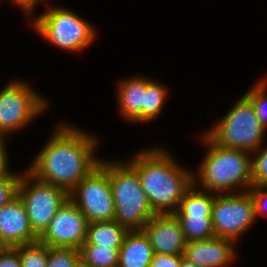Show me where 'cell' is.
<instances>
[{"instance_id": "7a4b0ae2", "label": "cell", "mask_w": 267, "mask_h": 267, "mask_svg": "<svg viewBox=\"0 0 267 267\" xmlns=\"http://www.w3.org/2000/svg\"><path fill=\"white\" fill-rule=\"evenodd\" d=\"M127 162L139 176L149 204L157 214H174L185 192L193 185V174L174 161L164 149L139 152Z\"/></svg>"}, {"instance_id": "5bb4252c", "label": "cell", "mask_w": 267, "mask_h": 267, "mask_svg": "<svg viewBox=\"0 0 267 267\" xmlns=\"http://www.w3.org/2000/svg\"><path fill=\"white\" fill-rule=\"evenodd\" d=\"M233 242L219 237L186 242L183 256L203 267H227L235 257Z\"/></svg>"}, {"instance_id": "30bf717a", "label": "cell", "mask_w": 267, "mask_h": 267, "mask_svg": "<svg viewBox=\"0 0 267 267\" xmlns=\"http://www.w3.org/2000/svg\"><path fill=\"white\" fill-rule=\"evenodd\" d=\"M25 82L9 83L0 91V135L24 127L47 108V102Z\"/></svg>"}, {"instance_id": "f546056e", "label": "cell", "mask_w": 267, "mask_h": 267, "mask_svg": "<svg viewBox=\"0 0 267 267\" xmlns=\"http://www.w3.org/2000/svg\"><path fill=\"white\" fill-rule=\"evenodd\" d=\"M5 137L0 135V175L1 174H7L9 173V169H8V159H7V153H6V149H5Z\"/></svg>"}, {"instance_id": "ba28073f", "label": "cell", "mask_w": 267, "mask_h": 267, "mask_svg": "<svg viewBox=\"0 0 267 267\" xmlns=\"http://www.w3.org/2000/svg\"><path fill=\"white\" fill-rule=\"evenodd\" d=\"M18 195L24 202L31 229L37 237L44 232L57 210L69 199L63 188L40 181L28 171L21 175Z\"/></svg>"}, {"instance_id": "7c38bea8", "label": "cell", "mask_w": 267, "mask_h": 267, "mask_svg": "<svg viewBox=\"0 0 267 267\" xmlns=\"http://www.w3.org/2000/svg\"><path fill=\"white\" fill-rule=\"evenodd\" d=\"M142 231L147 236L153 252L183 255L186 240L180 222L174 214H157L150 218Z\"/></svg>"}, {"instance_id": "5b68a950", "label": "cell", "mask_w": 267, "mask_h": 267, "mask_svg": "<svg viewBox=\"0 0 267 267\" xmlns=\"http://www.w3.org/2000/svg\"><path fill=\"white\" fill-rule=\"evenodd\" d=\"M265 130L251 101L243 95L226 116L205 134L221 147L254 153L262 146Z\"/></svg>"}, {"instance_id": "ac0fdd59", "label": "cell", "mask_w": 267, "mask_h": 267, "mask_svg": "<svg viewBox=\"0 0 267 267\" xmlns=\"http://www.w3.org/2000/svg\"><path fill=\"white\" fill-rule=\"evenodd\" d=\"M196 183L185 192L174 215H211L215 194L196 190Z\"/></svg>"}, {"instance_id": "f1b7e54d", "label": "cell", "mask_w": 267, "mask_h": 267, "mask_svg": "<svg viewBox=\"0 0 267 267\" xmlns=\"http://www.w3.org/2000/svg\"><path fill=\"white\" fill-rule=\"evenodd\" d=\"M183 255L154 253L149 267H180Z\"/></svg>"}, {"instance_id": "7402d4cb", "label": "cell", "mask_w": 267, "mask_h": 267, "mask_svg": "<svg viewBox=\"0 0 267 267\" xmlns=\"http://www.w3.org/2000/svg\"><path fill=\"white\" fill-rule=\"evenodd\" d=\"M22 267H47L48 246L40 242L19 246Z\"/></svg>"}, {"instance_id": "3957f363", "label": "cell", "mask_w": 267, "mask_h": 267, "mask_svg": "<svg viewBox=\"0 0 267 267\" xmlns=\"http://www.w3.org/2000/svg\"><path fill=\"white\" fill-rule=\"evenodd\" d=\"M203 141L209 145V149L198 170V175L193 174V183L199 180L198 182L203 185L201 189L211 193L229 192L239 186L246 187L248 191L252 187V158L249 153L221 147L206 134Z\"/></svg>"}, {"instance_id": "52a82bcc", "label": "cell", "mask_w": 267, "mask_h": 267, "mask_svg": "<svg viewBox=\"0 0 267 267\" xmlns=\"http://www.w3.org/2000/svg\"><path fill=\"white\" fill-rule=\"evenodd\" d=\"M88 223L112 221L115 203L109 181V162L101 161L68 194Z\"/></svg>"}, {"instance_id": "4fadbf2b", "label": "cell", "mask_w": 267, "mask_h": 267, "mask_svg": "<svg viewBox=\"0 0 267 267\" xmlns=\"http://www.w3.org/2000/svg\"><path fill=\"white\" fill-rule=\"evenodd\" d=\"M0 241L6 247L38 241V237L31 229L24 202L19 195L0 208Z\"/></svg>"}, {"instance_id": "836d02e7", "label": "cell", "mask_w": 267, "mask_h": 267, "mask_svg": "<svg viewBox=\"0 0 267 267\" xmlns=\"http://www.w3.org/2000/svg\"><path fill=\"white\" fill-rule=\"evenodd\" d=\"M6 246L0 241V252L5 248Z\"/></svg>"}, {"instance_id": "d4e9b609", "label": "cell", "mask_w": 267, "mask_h": 267, "mask_svg": "<svg viewBox=\"0 0 267 267\" xmlns=\"http://www.w3.org/2000/svg\"><path fill=\"white\" fill-rule=\"evenodd\" d=\"M20 178L21 175L11 172L0 175V208L18 195Z\"/></svg>"}, {"instance_id": "d6986e66", "label": "cell", "mask_w": 267, "mask_h": 267, "mask_svg": "<svg viewBox=\"0 0 267 267\" xmlns=\"http://www.w3.org/2000/svg\"><path fill=\"white\" fill-rule=\"evenodd\" d=\"M186 242L215 237L211 215H175Z\"/></svg>"}, {"instance_id": "83f0119b", "label": "cell", "mask_w": 267, "mask_h": 267, "mask_svg": "<svg viewBox=\"0 0 267 267\" xmlns=\"http://www.w3.org/2000/svg\"><path fill=\"white\" fill-rule=\"evenodd\" d=\"M0 267H22L19 256V246L5 247L0 252Z\"/></svg>"}, {"instance_id": "44dd1931", "label": "cell", "mask_w": 267, "mask_h": 267, "mask_svg": "<svg viewBox=\"0 0 267 267\" xmlns=\"http://www.w3.org/2000/svg\"><path fill=\"white\" fill-rule=\"evenodd\" d=\"M167 89L156 81H151L144 92L141 105V122H149L161 112L166 100Z\"/></svg>"}, {"instance_id": "603a6c76", "label": "cell", "mask_w": 267, "mask_h": 267, "mask_svg": "<svg viewBox=\"0 0 267 267\" xmlns=\"http://www.w3.org/2000/svg\"><path fill=\"white\" fill-rule=\"evenodd\" d=\"M80 260L79 249L48 246L47 267H77Z\"/></svg>"}, {"instance_id": "9c48e42d", "label": "cell", "mask_w": 267, "mask_h": 267, "mask_svg": "<svg viewBox=\"0 0 267 267\" xmlns=\"http://www.w3.org/2000/svg\"><path fill=\"white\" fill-rule=\"evenodd\" d=\"M215 237L237 241L240 234L255 222V207L249 191L216 194L211 212Z\"/></svg>"}, {"instance_id": "9a60e30c", "label": "cell", "mask_w": 267, "mask_h": 267, "mask_svg": "<svg viewBox=\"0 0 267 267\" xmlns=\"http://www.w3.org/2000/svg\"><path fill=\"white\" fill-rule=\"evenodd\" d=\"M153 248L141 231H129L119 249L118 267H149Z\"/></svg>"}, {"instance_id": "484cf974", "label": "cell", "mask_w": 267, "mask_h": 267, "mask_svg": "<svg viewBox=\"0 0 267 267\" xmlns=\"http://www.w3.org/2000/svg\"><path fill=\"white\" fill-rule=\"evenodd\" d=\"M256 152L260 154L251 159L252 186L267 184V147L263 149L261 146Z\"/></svg>"}, {"instance_id": "277c9868", "label": "cell", "mask_w": 267, "mask_h": 267, "mask_svg": "<svg viewBox=\"0 0 267 267\" xmlns=\"http://www.w3.org/2000/svg\"><path fill=\"white\" fill-rule=\"evenodd\" d=\"M109 181L116 208L114 220L128 231H141L156 214L137 172L127 162H109Z\"/></svg>"}, {"instance_id": "1f68e13d", "label": "cell", "mask_w": 267, "mask_h": 267, "mask_svg": "<svg viewBox=\"0 0 267 267\" xmlns=\"http://www.w3.org/2000/svg\"><path fill=\"white\" fill-rule=\"evenodd\" d=\"M180 267H203L202 265H197L186 258H182Z\"/></svg>"}, {"instance_id": "2e32d148", "label": "cell", "mask_w": 267, "mask_h": 267, "mask_svg": "<svg viewBox=\"0 0 267 267\" xmlns=\"http://www.w3.org/2000/svg\"><path fill=\"white\" fill-rule=\"evenodd\" d=\"M152 80L144 77H134L123 80L118 88V102L123 117L130 122H141V105H143L146 86Z\"/></svg>"}, {"instance_id": "6da1fadb", "label": "cell", "mask_w": 267, "mask_h": 267, "mask_svg": "<svg viewBox=\"0 0 267 267\" xmlns=\"http://www.w3.org/2000/svg\"><path fill=\"white\" fill-rule=\"evenodd\" d=\"M97 143L94 136L62 123L27 171L38 180L63 188L69 194L100 164L94 157Z\"/></svg>"}, {"instance_id": "4dcf8cb0", "label": "cell", "mask_w": 267, "mask_h": 267, "mask_svg": "<svg viewBox=\"0 0 267 267\" xmlns=\"http://www.w3.org/2000/svg\"><path fill=\"white\" fill-rule=\"evenodd\" d=\"M15 3H17V5L19 7H21L20 9H22L26 14L31 16V12H33L35 6L37 5L38 2L42 1V0H12Z\"/></svg>"}, {"instance_id": "8fae6325", "label": "cell", "mask_w": 267, "mask_h": 267, "mask_svg": "<svg viewBox=\"0 0 267 267\" xmlns=\"http://www.w3.org/2000/svg\"><path fill=\"white\" fill-rule=\"evenodd\" d=\"M87 225L86 217L68 199L38 237V242L49 247L80 249L86 240Z\"/></svg>"}, {"instance_id": "4316f807", "label": "cell", "mask_w": 267, "mask_h": 267, "mask_svg": "<svg viewBox=\"0 0 267 267\" xmlns=\"http://www.w3.org/2000/svg\"><path fill=\"white\" fill-rule=\"evenodd\" d=\"M250 195L254 201L256 219L259 215L266 212L267 204V184H259L252 186L249 190Z\"/></svg>"}, {"instance_id": "ffe728a7", "label": "cell", "mask_w": 267, "mask_h": 267, "mask_svg": "<svg viewBox=\"0 0 267 267\" xmlns=\"http://www.w3.org/2000/svg\"><path fill=\"white\" fill-rule=\"evenodd\" d=\"M80 259L93 267H118L119 249L101 247L95 244H82Z\"/></svg>"}, {"instance_id": "8992f818", "label": "cell", "mask_w": 267, "mask_h": 267, "mask_svg": "<svg viewBox=\"0 0 267 267\" xmlns=\"http://www.w3.org/2000/svg\"><path fill=\"white\" fill-rule=\"evenodd\" d=\"M34 20L35 30L61 49L78 52L90 45L96 36L87 21L66 8H49Z\"/></svg>"}, {"instance_id": "cb8c5ba5", "label": "cell", "mask_w": 267, "mask_h": 267, "mask_svg": "<svg viewBox=\"0 0 267 267\" xmlns=\"http://www.w3.org/2000/svg\"><path fill=\"white\" fill-rule=\"evenodd\" d=\"M267 78L263 81H259L252 89H250L244 95L251 101L256 116L260 120L261 124L267 128Z\"/></svg>"}, {"instance_id": "d6a6232c", "label": "cell", "mask_w": 267, "mask_h": 267, "mask_svg": "<svg viewBox=\"0 0 267 267\" xmlns=\"http://www.w3.org/2000/svg\"><path fill=\"white\" fill-rule=\"evenodd\" d=\"M77 267H93V266L87 265V264H85L84 262H82V261L80 260V262H79V264H78Z\"/></svg>"}, {"instance_id": "e0dca14e", "label": "cell", "mask_w": 267, "mask_h": 267, "mask_svg": "<svg viewBox=\"0 0 267 267\" xmlns=\"http://www.w3.org/2000/svg\"><path fill=\"white\" fill-rule=\"evenodd\" d=\"M128 232L115 220L88 223L86 240L83 244L120 249Z\"/></svg>"}]
</instances>
